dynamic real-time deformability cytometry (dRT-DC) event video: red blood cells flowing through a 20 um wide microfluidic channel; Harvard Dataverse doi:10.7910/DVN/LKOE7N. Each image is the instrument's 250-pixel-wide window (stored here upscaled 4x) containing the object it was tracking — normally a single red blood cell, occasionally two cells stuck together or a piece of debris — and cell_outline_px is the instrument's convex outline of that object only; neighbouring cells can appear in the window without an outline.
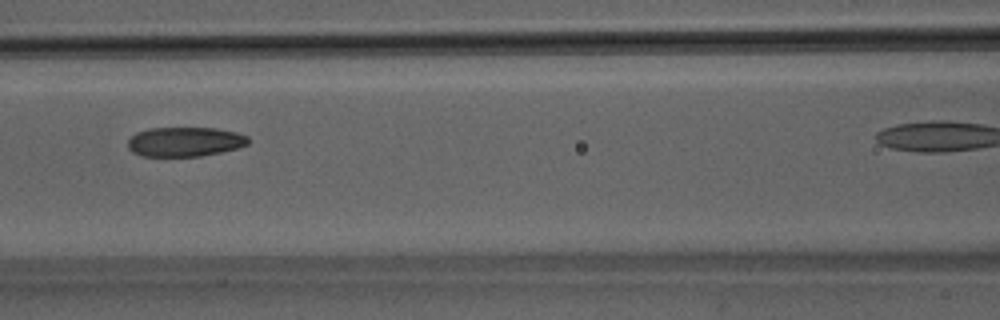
{"species": "Egyptian fruit bat (a non-hibernating species)", "species_latin": "Rousettus aegyptiacus", "temperature_condition": "room temperature", "stored_images_in_passage": 33, "camera_frame_rate_fps": 3000, "um_per_image_px": 0.085, "animal": {"sex": "male"}, "frame": {"image": 1, "passage_image": 15, "time_ms": 4.667, "image_size_px": [1000, 320], "cell_outline_px": [[248, 144], [236, 148], [220, 152], [200, 156], [140, 156], [132, 152], [128, 148], [128, 140], [136, 132], [148, 128], [216, 128], [236, 132], [248, 136]], "centroid_in_image_um": [15.68, 12.04], "position_along_channel_um": 150.9, "area_um2": 20.69}}